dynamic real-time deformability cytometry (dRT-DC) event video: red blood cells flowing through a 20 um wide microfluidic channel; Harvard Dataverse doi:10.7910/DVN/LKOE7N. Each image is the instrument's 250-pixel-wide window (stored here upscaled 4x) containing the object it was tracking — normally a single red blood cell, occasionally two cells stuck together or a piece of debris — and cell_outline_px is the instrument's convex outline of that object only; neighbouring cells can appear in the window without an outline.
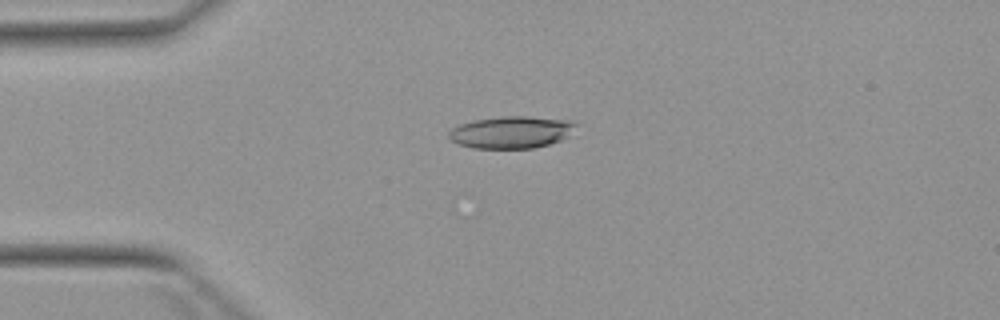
{"species": "Egyptian fruit bat (a non-hibernating species)", "species_latin": "Rousettus aegyptiacus", "temperature_condition": "warm", "stored_images_in_passage": 3, "camera_frame_rate_fps": 3000, "um_per_image_px": 0.085, "animal": {"sex": "female"}, "frame": {"image": 1, "passage_image": 1, "time_ms": 0.0, "image_size_px": [1000, 320], "cell_outline_px": [[580, 124], [568, 136], [560, 140], [548, 144], [532, 148], [472, 148], [456, 144], [448, 136], [448, 132], [452, 128], [460, 124], [472, 120], [500, 116], [528, 116], [572, 120]], "centroid_in_image_um": [43.47, 11.22], "position_along_channel_um": 41.5, "area_um2": 24.04}}
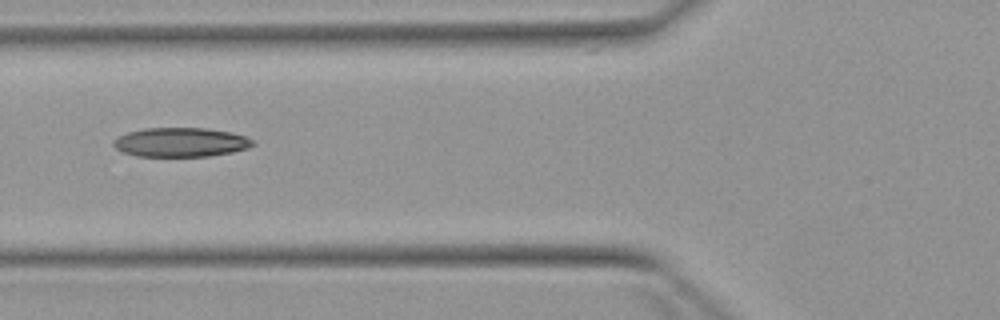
{"frame": {"image": 2, "passage_image": 3, "time_ms": 2.333, "image_size_px": [1000, 320], "cell_outline_px": [[256, 144], [248, 148], [232, 152], [208, 156], [136, 156], [124, 152], [116, 148], [112, 144], [112, 140], [116, 136], [128, 132], [144, 128], [204, 128], [232, 132], [244, 136], [252, 140]], "centroid_in_image_um": [15.33, 12.09], "position_along_channel_um": 110.5, "area_um2": 23.76}}